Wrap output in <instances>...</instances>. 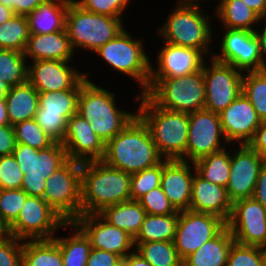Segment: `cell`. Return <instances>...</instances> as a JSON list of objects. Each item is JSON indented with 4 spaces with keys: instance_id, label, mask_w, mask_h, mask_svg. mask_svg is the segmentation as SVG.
<instances>
[{
    "instance_id": "obj_1",
    "label": "cell",
    "mask_w": 266,
    "mask_h": 266,
    "mask_svg": "<svg viewBox=\"0 0 266 266\" xmlns=\"http://www.w3.org/2000/svg\"><path fill=\"white\" fill-rule=\"evenodd\" d=\"M163 159L149 128L136 115L121 132L105 144L102 161L113 168L134 174L159 164Z\"/></svg>"
},
{
    "instance_id": "obj_2",
    "label": "cell",
    "mask_w": 266,
    "mask_h": 266,
    "mask_svg": "<svg viewBox=\"0 0 266 266\" xmlns=\"http://www.w3.org/2000/svg\"><path fill=\"white\" fill-rule=\"evenodd\" d=\"M131 174L102 160L82 163L81 214H98L105 207L131 200Z\"/></svg>"
},
{
    "instance_id": "obj_3",
    "label": "cell",
    "mask_w": 266,
    "mask_h": 266,
    "mask_svg": "<svg viewBox=\"0 0 266 266\" xmlns=\"http://www.w3.org/2000/svg\"><path fill=\"white\" fill-rule=\"evenodd\" d=\"M134 98L139 103L137 115L149 128L159 154L164 159L186 161L189 113L163 109L146 94Z\"/></svg>"
},
{
    "instance_id": "obj_4",
    "label": "cell",
    "mask_w": 266,
    "mask_h": 266,
    "mask_svg": "<svg viewBox=\"0 0 266 266\" xmlns=\"http://www.w3.org/2000/svg\"><path fill=\"white\" fill-rule=\"evenodd\" d=\"M110 90L87 80L80 89L77 113L88 120L91 128L106 144L137 115L118 108ZM117 106V107H116Z\"/></svg>"
},
{
    "instance_id": "obj_5",
    "label": "cell",
    "mask_w": 266,
    "mask_h": 266,
    "mask_svg": "<svg viewBox=\"0 0 266 266\" xmlns=\"http://www.w3.org/2000/svg\"><path fill=\"white\" fill-rule=\"evenodd\" d=\"M177 3L163 25L158 28L159 36L163 37L164 42L201 50L206 57L207 54L212 57L210 44L214 38L210 20L214 14L208 16L201 6Z\"/></svg>"
},
{
    "instance_id": "obj_6",
    "label": "cell",
    "mask_w": 266,
    "mask_h": 266,
    "mask_svg": "<svg viewBox=\"0 0 266 266\" xmlns=\"http://www.w3.org/2000/svg\"><path fill=\"white\" fill-rule=\"evenodd\" d=\"M146 94L157 106L192 113L205 106V80L201 71L174 78H149Z\"/></svg>"
},
{
    "instance_id": "obj_7",
    "label": "cell",
    "mask_w": 266,
    "mask_h": 266,
    "mask_svg": "<svg viewBox=\"0 0 266 266\" xmlns=\"http://www.w3.org/2000/svg\"><path fill=\"white\" fill-rule=\"evenodd\" d=\"M123 20L88 12L72 0L66 14L65 29L74 51L84 48L94 53L125 28Z\"/></svg>"
},
{
    "instance_id": "obj_8",
    "label": "cell",
    "mask_w": 266,
    "mask_h": 266,
    "mask_svg": "<svg viewBox=\"0 0 266 266\" xmlns=\"http://www.w3.org/2000/svg\"><path fill=\"white\" fill-rule=\"evenodd\" d=\"M142 39H134L124 28L115 38L106 42L95 53L118 72L137 81L140 94L147 91L151 60L145 52Z\"/></svg>"
},
{
    "instance_id": "obj_9",
    "label": "cell",
    "mask_w": 266,
    "mask_h": 266,
    "mask_svg": "<svg viewBox=\"0 0 266 266\" xmlns=\"http://www.w3.org/2000/svg\"><path fill=\"white\" fill-rule=\"evenodd\" d=\"M12 155L24 174L21 189L28 196L40 198H43L47 178L68 160L64 146L57 142L40 150L16 143Z\"/></svg>"
},
{
    "instance_id": "obj_10",
    "label": "cell",
    "mask_w": 266,
    "mask_h": 266,
    "mask_svg": "<svg viewBox=\"0 0 266 266\" xmlns=\"http://www.w3.org/2000/svg\"><path fill=\"white\" fill-rule=\"evenodd\" d=\"M82 163L68 159L47 178L43 199L66 221L81 215Z\"/></svg>"
},
{
    "instance_id": "obj_11",
    "label": "cell",
    "mask_w": 266,
    "mask_h": 266,
    "mask_svg": "<svg viewBox=\"0 0 266 266\" xmlns=\"http://www.w3.org/2000/svg\"><path fill=\"white\" fill-rule=\"evenodd\" d=\"M66 222L43 198L28 196L18 218L9 226L10 236L21 240L53 239Z\"/></svg>"
},
{
    "instance_id": "obj_12",
    "label": "cell",
    "mask_w": 266,
    "mask_h": 266,
    "mask_svg": "<svg viewBox=\"0 0 266 266\" xmlns=\"http://www.w3.org/2000/svg\"><path fill=\"white\" fill-rule=\"evenodd\" d=\"M220 41L216 61L233 65L244 72L264 70L261 42L256 31L227 29Z\"/></svg>"
},
{
    "instance_id": "obj_13",
    "label": "cell",
    "mask_w": 266,
    "mask_h": 266,
    "mask_svg": "<svg viewBox=\"0 0 266 266\" xmlns=\"http://www.w3.org/2000/svg\"><path fill=\"white\" fill-rule=\"evenodd\" d=\"M209 58L210 66L205 61L202 67L206 90L204 109L219 114L242 93L244 73L233 65Z\"/></svg>"
},
{
    "instance_id": "obj_14",
    "label": "cell",
    "mask_w": 266,
    "mask_h": 266,
    "mask_svg": "<svg viewBox=\"0 0 266 266\" xmlns=\"http://www.w3.org/2000/svg\"><path fill=\"white\" fill-rule=\"evenodd\" d=\"M80 89L39 92L36 122L55 142L62 143L67 120L77 113Z\"/></svg>"
},
{
    "instance_id": "obj_15",
    "label": "cell",
    "mask_w": 266,
    "mask_h": 266,
    "mask_svg": "<svg viewBox=\"0 0 266 266\" xmlns=\"http://www.w3.org/2000/svg\"><path fill=\"white\" fill-rule=\"evenodd\" d=\"M226 222L219 216L186 210L179 212L174 245L183 261L204 243L214 238Z\"/></svg>"
},
{
    "instance_id": "obj_16",
    "label": "cell",
    "mask_w": 266,
    "mask_h": 266,
    "mask_svg": "<svg viewBox=\"0 0 266 266\" xmlns=\"http://www.w3.org/2000/svg\"><path fill=\"white\" fill-rule=\"evenodd\" d=\"M225 145L228 146V143L218 113L205 109L189 113L186 161L194 163L209 154L225 149Z\"/></svg>"
},
{
    "instance_id": "obj_17",
    "label": "cell",
    "mask_w": 266,
    "mask_h": 266,
    "mask_svg": "<svg viewBox=\"0 0 266 266\" xmlns=\"http://www.w3.org/2000/svg\"><path fill=\"white\" fill-rule=\"evenodd\" d=\"M226 226L235 242L266 248V208L253 198L233 202Z\"/></svg>"
},
{
    "instance_id": "obj_18",
    "label": "cell",
    "mask_w": 266,
    "mask_h": 266,
    "mask_svg": "<svg viewBox=\"0 0 266 266\" xmlns=\"http://www.w3.org/2000/svg\"><path fill=\"white\" fill-rule=\"evenodd\" d=\"M28 65V81L38 92L81 89L89 73H80L72 67V61L36 60Z\"/></svg>"
},
{
    "instance_id": "obj_19",
    "label": "cell",
    "mask_w": 266,
    "mask_h": 266,
    "mask_svg": "<svg viewBox=\"0 0 266 266\" xmlns=\"http://www.w3.org/2000/svg\"><path fill=\"white\" fill-rule=\"evenodd\" d=\"M238 147L234 154L230 151V176L226 187L232 203L252 198L260 168L265 162L248 144Z\"/></svg>"
},
{
    "instance_id": "obj_20",
    "label": "cell",
    "mask_w": 266,
    "mask_h": 266,
    "mask_svg": "<svg viewBox=\"0 0 266 266\" xmlns=\"http://www.w3.org/2000/svg\"><path fill=\"white\" fill-rule=\"evenodd\" d=\"M73 223L89 238L93 249L115 253L122 259L134 251V238L109 224L99 214H81Z\"/></svg>"
},
{
    "instance_id": "obj_21",
    "label": "cell",
    "mask_w": 266,
    "mask_h": 266,
    "mask_svg": "<svg viewBox=\"0 0 266 266\" xmlns=\"http://www.w3.org/2000/svg\"><path fill=\"white\" fill-rule=\"evenodd\" d=\"M219 117L224 137L231 146L248 144L262 122L243 92L219 113Z\"/></svg>"
},
{
    "instance_id": "obj_22",
    "label": "cell",
    "mask_w": 266,
    "mask_h": 266,
    "mask_svg": "<svg viewBox=\"0 0 266 266\" xmlns=\"http://www.w3.org/2000/svg\"><path fill=\"white\" fill-rule=\"evenodd\" d=\"M68 159L81 163L102 160L105 144L91 128L88 120L78 113L67 120L62 141Z\"/></svg>"
},
{
    "instance_id": "obj_23",
    "label": "cell",
    "mask_w": 266,
    "mask_h": 266,
    "mask_svg": "<svg viewBox=\"0 0 266 266\" xmlns=\"http://www.w3.org/2000/svg\"><path fill=\"white\" fill-rule=\"evenodd\" d=\"M157 53V66L151 64L149 78H174L202 70L205 54L201 50L163 42Z\"/></svg>"
},
{
    "instance_id": "obj_24",
    "label": "cell",
    "mask_w": 266,
    "mask_h": 266,
    "mask_svg": "<svg viewBox=\"0 0 266 266\" xmlns=\"http://www.w3.org/2000/svg\"><path fill=\"white\" fill-rule=\"evenodd\" d=\"M180 159H163L160 186L178 212L190 209L194 164ZM193 169V170H192Z\"/></svg>"
},
{
    "instance_id": "obj_25",
    "label": "cell",
    "mask_w": 266,
    "mask_h": 266,
    "mask_svg": "<svg viewBox=\"0 0 266 266\" xmlns=\"http://www.w3.org/2000/svg\"><path fill=\"white\" fill-rule=\"evenodd\" d=\"M232 205L225 187L206 181L196 172L194 173L190 210L210 213L227 222Z\"/></svg>"
},
{
    "instance_id": "obj_26",
    "label": "cell",
    "mask_w": 266,
    "mask_h": 266,
    "mask_svg": "<svg viewBox=\"0 0 266 266\" xmlns=\"http://www.w3.org/2000/svg\"><path fill=\"white\" fill-rule=\"evenodd\" d=\"M74 54L66 30L48 34H30L24 50V56L31 61H72Z\"/></svg>"
},
{
    "instance_id": "obj_27",
    "label": "cell",
    "mask_w": 266,
    "mask_h": 266,
    "mask_svg": "<svg viewBox=\"0 0 266 266\" xmlns=\"http://www.w3.org/2000/svg\"><path fill=\"white\" fill-rule=\"evenodd\" d=\"M72 0H44L26 15L30 34H48L66 30V14Z\"/></svg>"
},
{
    "instance_id": "obj_28",
    "label": "cell",
    "mask_w": 266,
    "mask_h": 266,
    "mask_svg": "<svg viewBox=\"0 0 266 266\" xmlns=\"http://www.w3.org/2000/svg\"><path fill=\"white\" fill-rule=\"evenodd\" d=\"M234 242L230 230L225 226L214 238L186 257L182 266H226Z\"/></svg>"
},
{
    "instance_id": "obj_29",
    "label": "cell",
    "mask_w": 266,
    "mask_h": 266,
    "mask_svg": "<svg viewBox=\"0 0 266 266\" xmlns=\"http://www.w3.org/2000/svg\"><path fill=\"white\" fill-rule=\"evenodd\" d=\"M7 115L10 125L35 118L39 106V92L29 82L10 88L6 97Z\"/></svg>"
},
{
    "instance_id": "obj_30",
    "label": "cell",
    "mask_w": 266,
    "mask_h": 266,
    "mask_svg": "<svg viewBox=\"0 0 266 266\" xmlns=\"http://www.w3.org/2000/svg\"><path fill=\"white\" fill-rule=\"evenodd\" d=\"M98 214L112 226L126 231L135 238L141 229L146 212L137 200H129L107 206Z\"/></svg>"
},
{
    "instance_id": "obj_31",
    "label": "cell",
    "mask_w": 266,
    "mask_h": 266,
    "mask_svg": "<svg viewBox=\"0 0 266 266\" xmlns=\"http://www.w3.org/2000/svg\"><path fill=\"white\" fill-rule=\"evenodd\" d=\"M215 9L214 17L227 29L257 31L253 26L262 22V18L242 0H222Z\"/></svg>"
},
{
    "instance_id": "obj_32",
    "label": "cell",
    "mask_w": 266,
    "mask_h": 266,
    "mask_svg": "<svg viewBox=\"0 0 266 266\" xmlns=\"http://www.w3.org/2000/svg\"><path fill=\"white\" fill-rule=\"evenodd\" d=\"M71 234L67 237H54L60 248L63 266H87L91 243L84 232L73 222H69Z\"/></svg>"
},
{
    "instance_id": "obj_33",
    "label": "cell",
    "mask_w": 266,
    "mask_h": 266,
    "mask_svg": "<svg viewBox=\"0 0 266 266\" xmlns=\"http://www.w3.org/2000/svg\"><path fill=\"white\" fill-rule=\"evenodd\" d=\"M179 214L153 215L146 214L134 243L173 242Z\"/></svg>"
},
{
    "instance_id": "obj_34",
    "label": "cell",
    "mask_w": 266,
    "mask_h": 266,
    "mask_svg": "<svg viewBox=\"0 0 266 266\" xmlns=\"http://www.w3.org/2000/svg\"><path fill=\"white\" fill-rule=\"evenodd\" d=\"M22 266H63L59 246L53 239L24 240Z\"/></svg>"
},
{
    "instance_id": "obj_35",
    "label": "cell",
    "mask_w": 266,
    "mask_h": 266,
    "mask_svg": "<svg viewBox=\"0 0 266 266\" xmlns=\"http://www.w3.org/2000/svg\"><path fill=\"white\" fill-rule=\"evenodd\" d=\"M196 173L213 184L227 187L230 176V150L209 154L194 163Z\"/></svg>"
},
{
    "instance_id": "obj_36",
    "label": "cell",
    "mask_w": 266,
    "mask_h": 266,
    "mask_svg": "<svg viewBox=\"0 0 266 266\" xmlns=\"http://www.w3.org/2000/svg\"><path fill=\"white\" fill-rule=\"evenodd\" d=\"M134 251L151 266H182L174 242L159 241L134 243Z\"/></svg>"
},
{
    "instance_id": "obj_37",
    "label": "cell",
    "mask_w": 266,
    "mask_h": 266,
    "mask_svg": "<svg viewBox=\"0 0 266 266\" xmlns=\"http://www.w3.org/2000/svg\"><path fill=\"white\" fill-rule=\"evenodd\" d=\"M29 36L30 32L26 16L15 14L0 25V49L24 53Z\"/></svg>"
},
{
    "instance_id": "obj_38",
    "label": "cell",
    "mask_w": 266,
    "mask_h": 266,
    "mask_svg": "<svg viewBox=\"0 0 266 266\" xmlns=\"http://www.w3.org/2000/svg\"><path fill=\"white\" fill-rule=\"evenodd\" d=\"M28 61L24 53L0 49V79L11 87L28 81Z\"/></svg>"
},
{
    "instance_id": "obj_39",
    "label": "cell",
    "mask_w": 266,
    "mask_h": 266,
    "mask_svg": "<svg viewBox=\"0 0 266 266\" xmlns=\"http://www.w3.org/2000/svg\"><path fill=\"white\" fill-rule=\"evenodd\" d=\"M242 92L251 102L259 118L266 120V70L244 72Z\"/></svg>"
},
{
    "instance_id": "obj_40",
    "label": "cell",
    "mask_w": 266,
    "mask_h": 266,
    "mask_svg": "<svg viewBox=\"0 0 266 266\" xmlns=\"http://www.w3.org/2000/svg\"><path fill=\"white\" fill-rule=\"evenodd\" d=\"M16 143L31 146L36 149H45L55 141L49 137L34 118L16 123L14 126Z\"/></svg>"
},
{
    "instance_id": "obj_41",
    "label": "cell",
    "mask_w": 266,
    "mask_h": 266,
    "mask_svg": "<svg viewBox=\"0 0 266 266\" xmlns=\"http://www.w3.org/2000/svg\"><path fill=\"white\" fill-rule=\"evenodd\" d=\"M266 248L234 242L226 266H265Z\"/></svg>"
},
{
    "instance_id": "obj_42",
    "label": "cell",
    "mask_w": 266,
    "mask_h": 266,
    "mask_svg": "<svg viewBox=\"0 0 266 266\" xmlns=\"http://www.w3.org/2000/svg\"><path fill=\"white\" fill-rule=\"evenodd\" d=\"M162 175V161L150 168L131 174V200H138L140 197L160 186Z\"/></svg>"
},
{
    "instance_id": "obj_43",
    "label": "cell",
    "mask_w": 266,
    "mask_h": 266,
    "mask_svg": "<svg viewBox=\"0 0 266 266\" xmlns=\"http://www.w3.org/2000/svg\"><path fill=\"white\" fill-rule=\"evenodd\" d=\"M27 197L23 189H0V218L8 227L18 218Z\"/></svg>"
},
{
    "instance_id": "obj_44",
    "label": "cell",
    "mask_w": 266,
    "mask_h": 266,
    "mask_svg": "<svg viewBox=\"0 0 266 266\" xmlns=\"http://www.w3.org/2000/svg\"><path fill=\"white\" fill-rule=\"evenodd\" d=\"M145 209L146 214L153 215H168L179 214L171 205L169 199L162 191L161 186H158L137 200Z\"/></svg>"
},
{
    "instance_id": "obj_45",
    "label": "cell",
    "mask_w": 266,
    "mask_h": 266,
    "mask_svg": "<svg viewBox=\"0 0 266 266\" xmlns=\"http://www.w3.org/2000/svg\"><path fill=\"white\" fill-rule=\"evenodd\" d=\"M83 10L115 18H122L130 0H73Z\"/></svg>"
},
{
    "instance_id": "obj_46",
    "label": "cell",
    "mask_w": 266,
    "mask_h": 266,
    "mask_svg": "<svg viewBox=\"0 0 266 266\" xmlns=\"http://www.w3.org/2000/svg\"><path fill=\"white\" fill-rule=\"evenodd\" d=\"M23 175L12 154L0 157V189H21Z\"/></svg>"
},
{
    "instance_id": "obj_47",
    "label": "cell",
    "mask_w": 266,
    "mask_h": 266,
    "mask_svg": "<svg viewBox=\"0 0 266 266\" xmlns=\"http://www.w3.org/2000/svg\"><path fill=\"white\" fill-rule=\"evenodd\" d=\"M23 241L10 236L0 243V266H22Z\"/></svg>"
},
{
    "instance_id": "obj_48",
    "label": "cell",
    "mask_w": 266,
    "mask_h": 266,
    "mask_svg": "<svg viewBox=\"0 0 266 266\" xmlns=\"http://www.w3.org/2000/svg\"><path fill=\"white\" fill-rule=\"evenodd\" d=\"M87 266H122V258L115 253L91 248Z\"/></svg>"
},
{
    "instance_id": "obj_49",
    "label": "cell",
    "mask_w": 266,
    "mask_h": 266,
    "mask_svg": "<svg viewBox=\"0 0 266 266\" xmlns=\"http://www.w3.org/2000/svg\"><path fill=\"white\" fill-rule=\"evenodd\" d=\"M15 146L14 127L10 124L0 126V157L12 154Z\"/></svg>"
},
{
    "instance_id": "obj_50",
    "label": "cell",
    "mask_w": 266,
    "mask_h": 266,
    "mask_svg": "<svg viewBox=\"0 0 266 266\" xmlns=\"http://www.w3.org/2000/svg\"><path fill=\"white\" fill-rule=\"evenodd\" d=\"M248 145L266 161V120L261 122Z\"/></svg>"
},
{
    "instance_id": "obj_51",
    "label": "cell",
    "mask_w": 266,
    "mask_h": 266,
    "mask_svg": "<svg viewBox=\"0 0 266 266\" xmlns=\"http://www.w3.org/2000/svg\"><path fill=\"white\" fill-rule=\"evenodd\" d=\"M252 198L266 208V161L260 168Z\"/></svg>"
},
{
    "instance_id": "obj_52",
    "label": "cell",
    "mask_w": 266,
    "mask_h": 266,
    "mask_svg": "<svg viewBox=\"0 0 266 266\" xmlns=\"http://www.w3.org/2000/svg\"><path fill=\"white\" fill-rule=\"evenodd\" d=\"M44 0H16V14L28 15L34 11Z\"/></svg>"
},
{
    "instance_id": "obj_53",
    "label": "cell",
    "mask_w": 266,
    "mask_h": 266,
    "mask_svg": "<svg viewBox=\"0 0 266 266\" xmlns=\"http://www.w3.org/2000/svg\"><path fill=\"white\" fill-rule=\"evenodd\" d=\"M122 266H151L144 258L135 251L122 259Z\"/></svg>"
},
{
    "instance_id": "obj_54",
    "label": "cell",
    "mask_w": 266,
    "mask_h": 266,
    "mask_svg": "<svg viewBox=\"0 0 266 266\" xmlns=\"http://www.w3.org/2000/svg\"><path fill=\"white\" fill-rule=\"evenodd\" d=\"M262 19L266 17V0H242Z\"/></svg>"
},
{
    "instance_id": "obj_55",
    "label": "cell",
    "mask_w": 266,
    "mask_h": 266,
    "mask_svg": "<svg viewBox=\"0 0 266 266\" xmlns=\"http://www.w3.org/2000/svg\"><path fill=\"white\" fill-rule=\"evenodd\" d=\"M265 20V21H264ZM262 22L264 23V27L261 32V30H257V34L259 36L260 42H261V49H262V54H263V58H264V67H266V17L264 19H262Z\"/></svg>"
},
{
    "instance_id": "obj_56",
    "label": "cell",
    "mask_w": 266,
    "mask_h": 266,
    "mask_svg": "<svg viewBox=\"0 0 266 266\" xmlns=\"http://www.w3.org/2000/svg\"><path fill=\"white\" fill-rule=\"evenodd\" d=\"M5 98L0 99V126L9 125Z\"/></svg>"
},
{
    "instance_id": "obj_57",
    "label": "cell",
    "mask_w": 266,
    "mask_h": 266,
    "mask_svg": "<svg viewBox=\"0 0 266 266\" xmlns=\"http://www.w3.org/2000/svg\"><path fill=\"white\" fill-rule=\"evenodd\" d=\"M14 15L13 10L0 3V25L8 21Z\"/></svg>"
},
{
    "instance_id": "obj_58",
    "label": "cell",
    "mask_w": 266,
    "mask_h": 266,
    "mask_svg": "<svg viewBox=\"0 0 266 266\" xmlns=\"http://www.w3.org/2000/svg\"><path fill=\"white\" fill-rule=\"evenodd\" d=\"M10 237L9 227L0 218V243L4 242Z\"/></svg>"
},
{
    "instance_id": "obj_59",
    "label": "cell",
    "mask_w": 266,
    "mask_h": 266,
    "mask_svg": "<svg viewBox=\"0 0 266 266\" xmlns=\"http://www.w3.org/2000/svg\"><path fill=\"white\" fill-rule=\"evenodd\" d=\"M11 86L0 79V99L5 98Z\"/></svg>"
},
{
    "instance_id": "obj_60",
    "label": "cell",
    "mask_w": 266,
    "mask_h": 266,
    "mask_svg": "<svg viewBox=\"0 0 266 266\" xmlns=\"http://www.w3.org/2000/svg\"><path fill=\"white\" fill-rule=\"evenodd\" d=\"M0 3L13 10L14 14H16V0H0Z\"/></svg>"
},
{
    "instance_id": "obj_61",
    "label": "cell",
    "mask_w": 266,
    "mask_h": 266,
    "mask_svg": "<svg viewBox=\"0 0 266 266\" xmlns=\"http://www.w3.org/2000/svg\"><path fill=\"white\" fill-rule=\"evenodd\" d=\"M200 1H202V0H178L176 2H180V3L186 4V5L200 6ZM221 1L222 0H218L217 2L220 3ZM202 2H204V0Z\"/></svg>"
}]
</instances>
